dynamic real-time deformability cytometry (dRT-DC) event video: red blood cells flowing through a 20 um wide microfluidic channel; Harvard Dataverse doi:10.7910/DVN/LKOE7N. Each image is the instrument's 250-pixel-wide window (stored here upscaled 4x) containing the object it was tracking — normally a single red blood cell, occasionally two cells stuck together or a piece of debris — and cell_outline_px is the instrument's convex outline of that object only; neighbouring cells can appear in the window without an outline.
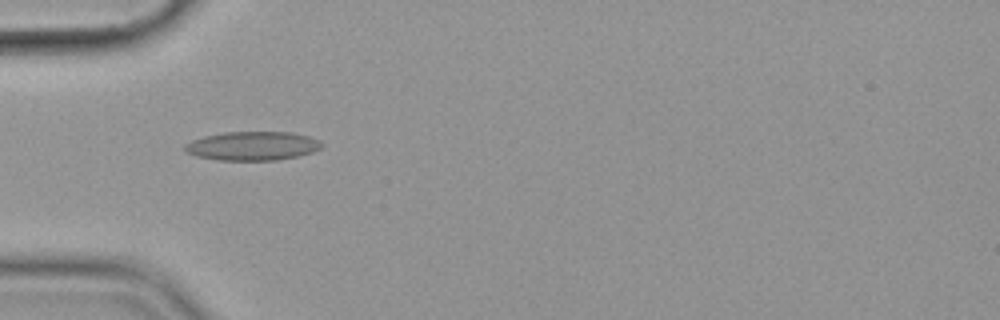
{"species": "common noctule bat (a hibernating species)", "species_latin": "Nyctalus noctula", "temperature_condition": "cold", "stored_images_in_passage": 39, "camera_frame_rate_fps": 3000, "um_per_image_px": 0.085, "animal": {"sex": "female", "body_mass_g": 19.9}, "frame": {"image": 1, "passage_image": 1, "time_ms": 0.0, "image_size_px": [1000, 320], "cell_outline_px": [[324, 144], [320, 148], [312, 152], [300, 156], [276, 160], [216, 160], [196, 156], [184, 152], [184, 144], [192, 140], [204, 136], [224, 132], [292, 132], [308, 136], [320, 140]], "centroid_in_image_um": [21.45, 12.4], "position_along_channel_um": 63.5, "area_um2": 23.24}}
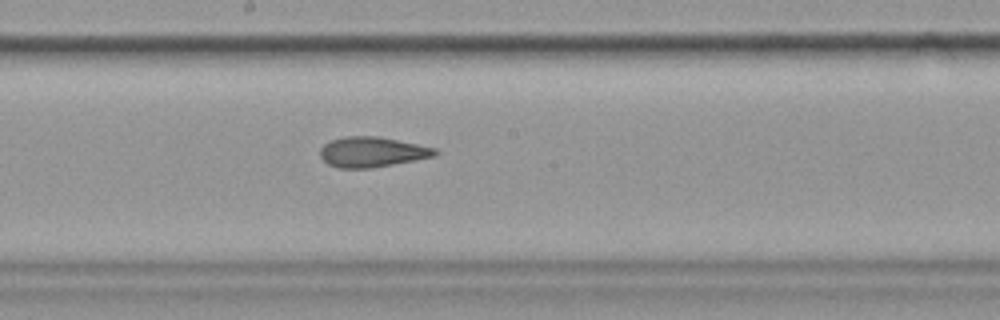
{"frame": {"image": 2, "passage_image": 14, "time_ms": 4.333, "image_size_px": [1000, 320], "cell_outline_px": [[440, 152], [436, 156], [372, 168], [340, 168], [328, 164], [320, 156], [320, 148], [324, 144], [332, 140], [344, 136], [380, 136], [436, 148]], "centroid_in_image_um": [31.64, 12.91], "position_along_channel_um": 216.6, "area_um2": 20.29}}
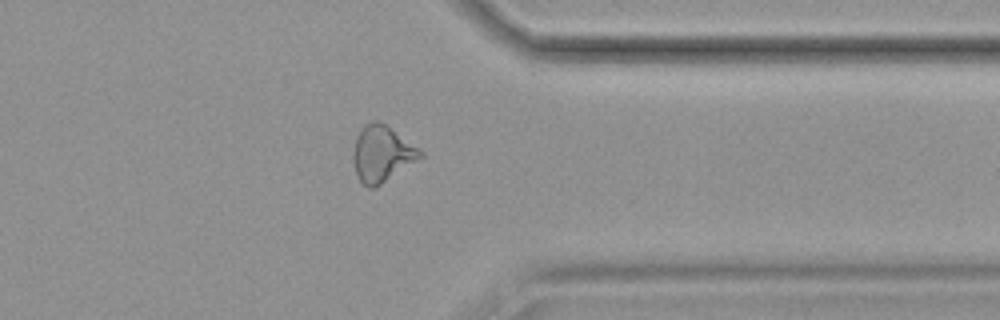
{"frame": {"image": 3, "passage_image": 28, "time_ms": 9.0, "image_size_px": [1000, 320], "cell_outline_px": [[424, 156], [376, 188], [368, 188], [360, 180], [356, 172], [352, 160], [352, 152], [356, 136], [360, 128], [364, 124], [372, 120], [380, 120], [424, 152]], "centroid_in_image_um": [32.44, 13.06], "position_along_channel_um": 379.0, "area_um2": 22.2}, "authors_computed_cell_mechanics": {"area_um2": 20.7502, "velocity_mm_per_s": 3.5772, "shape_relaxation_time_tau1_ms": 9.8165, "shape_relaxation_time_tau2_ms": 2.5012, "deformation_change_tau1": 0.1845, "deformation_change_tau2": 0.0933}}